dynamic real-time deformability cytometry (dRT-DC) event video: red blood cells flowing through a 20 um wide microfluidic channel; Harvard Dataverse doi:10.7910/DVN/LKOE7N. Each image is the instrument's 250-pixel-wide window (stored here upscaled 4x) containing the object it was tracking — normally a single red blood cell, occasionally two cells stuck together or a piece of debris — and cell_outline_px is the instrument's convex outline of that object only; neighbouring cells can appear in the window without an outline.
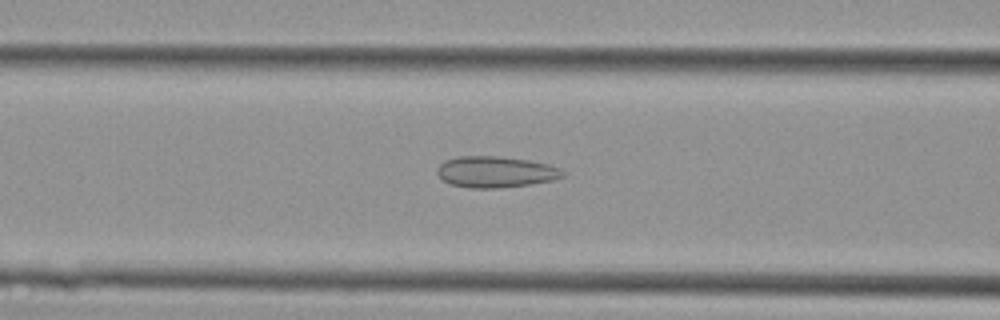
{"species": "Egyptian fruit bat (a non-hibernating species)", "species_latin": "Rousettus aegyptiacus", "temperature_condition": "cold", "stored_images_in_passage": 44, "camera_frame_rate_fps": 3000, "um_per_image_px": 0.085, "animal": {"sex": "female"}, "frame": {"image": 1, "passage_image": 18, "time_ms": 5.667, "image_size_px": [1000, 320], "cell_outline_px": [[564, 176], [552, 180], [532, 184], [496, 188], [472, 188], [452, 184], [444, 180], [436, 172], [436, 168], [444, 160], [460, 156], [496, 156], [528, 160], [548, 164], [560, 168], [564, 172]], "centroid_in_image_um": [42.12, 14.61], "position_along_channel_um": 124.5, "area_um2": 22.72}}
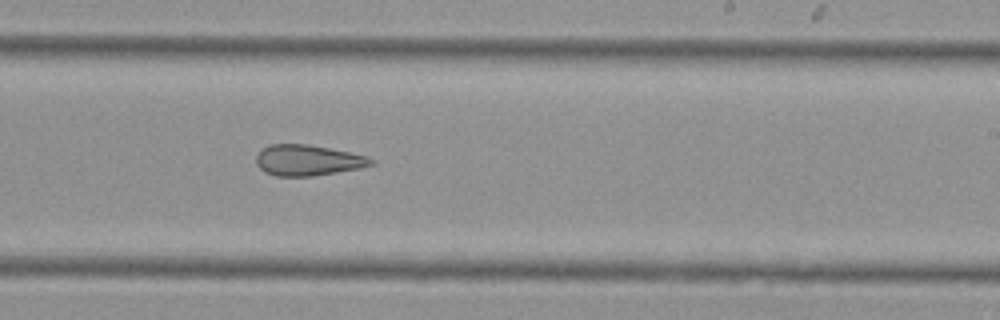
{"frame": {"image": 2, "passage_image": 27, "time_ms": 8.667, "image_size_px": [1000, 320], "cell_outline_px": [[376, 164], [360, 168], [312, 176], [276, 176], [264, 172], [256, 164], [256, 156], [260, 148], [268, 144], [308, 144], [368, 156], [376, 160]], "centroid_in_image_um": [26.15, 13.62], "position_along_channel_um": 262.9, "area_um2": 20.81}}
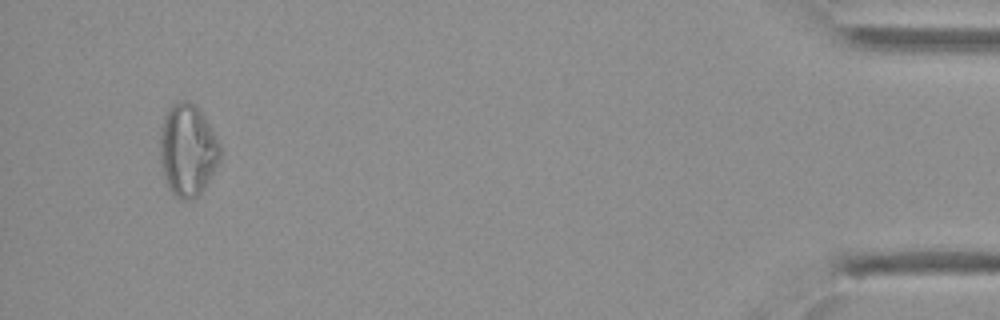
{"frame": {"image": 3, "passage_image": 42, "time_ms": 13.667, "image_size_px": [1000, 320], "cell_outline_px": [[220, 160], [216, 168], [204, 188], [196, 196], [188, 200], [180, 200], [168, 188], [164, 176], [160, 160], [160, 132], [164, 116], [168, 108], [172, 104], [180, 100], [184, 100], [192, 104], [204, 116], [220, 148]], "centroid_in_image_um": [15.92, 12.78], "position_along_channel_um": 419.3, "area_um2": 31.85}}